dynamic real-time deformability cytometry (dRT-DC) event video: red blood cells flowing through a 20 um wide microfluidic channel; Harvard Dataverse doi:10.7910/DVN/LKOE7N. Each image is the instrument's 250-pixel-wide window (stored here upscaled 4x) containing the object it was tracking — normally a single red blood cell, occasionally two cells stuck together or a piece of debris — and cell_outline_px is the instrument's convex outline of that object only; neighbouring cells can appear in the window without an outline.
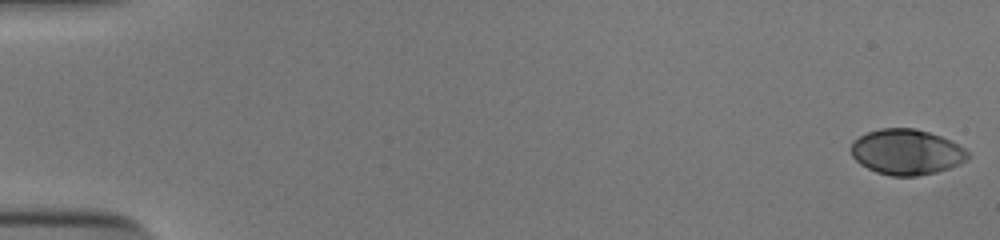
{"species": "human", "species_latin": "Homo sapiens", "temperature_condition": "cold", "stored_images_in_passage": 53, "camera_frame_rate_fps": 3000, "um_per_image_px": 0.085, "donor": {"sex": "male"}, "frame": {"image": 1, "passage_image": 1, "time_ms": 0.0, "image_size_px": [1000, 240], "cell_outline_px": [[972, 156], [968, 160], [960, 164], [936, 172], [916, 176], [892, 176], [876, 172], [860, 164], [852, 156], [852, 140], [868, 132], [880, 128], [916, 128], [940, 136], [964, 148]], "centroid_in_image_um": [77.06, 12.92], "position_along_channel_um": 7.9, "area_um2": 30.92}}
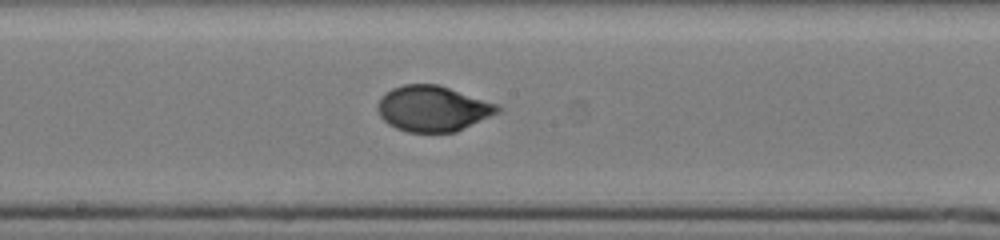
{"frame": {"image": 2, "passage_image": 30, "time_ms": 9.667, "image_size_px": [1000, 240], "cell_outline_px": [[500, 112], [456, 132], [408, 132], [396, 128], [388, 124], [380, 116], [376, 108], [380, 100], [392, 88], [404, 84], [436, 84], [500, 104]], "centroid_in_image_um": [36.82, 9.24], "position_along_channel_um": 211.4, "area_um2": 31.79}}
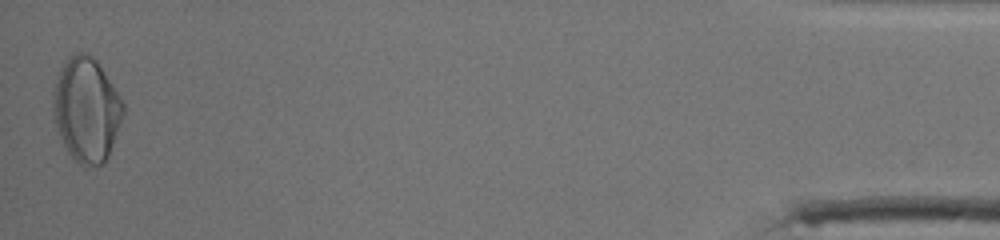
{"frame": {"image": 3, "passage_image": 53, "time_ms": 17.333, "image_size_px": [1000, 240], "cell_outline_px": [[124, 112], [108, 156], [104, 164], [84, 168], [68, 152], [60, 136], [52, 112], [52, 92], [56, 76], [60, 68], [68, 56], [76, 52], [84, 52], [92, 56], [96, 60], [120, 96], [124, 104]], "centroid_in_image_um": [7.32, 9.3], "position_along_channel_um": 427.9, "area_um2": 42.66}, "authors_computed_cell_mechanics": {"area_um2": 31.6166, "velocity_mm_per_s": 3.9066, "shape_relaxation_time_tau1_ms": 4.756, "shape_relaxation_time_tau2_ms": null, "deformation_change_tau1": 0.186, "deformation_change_tau2": null}}